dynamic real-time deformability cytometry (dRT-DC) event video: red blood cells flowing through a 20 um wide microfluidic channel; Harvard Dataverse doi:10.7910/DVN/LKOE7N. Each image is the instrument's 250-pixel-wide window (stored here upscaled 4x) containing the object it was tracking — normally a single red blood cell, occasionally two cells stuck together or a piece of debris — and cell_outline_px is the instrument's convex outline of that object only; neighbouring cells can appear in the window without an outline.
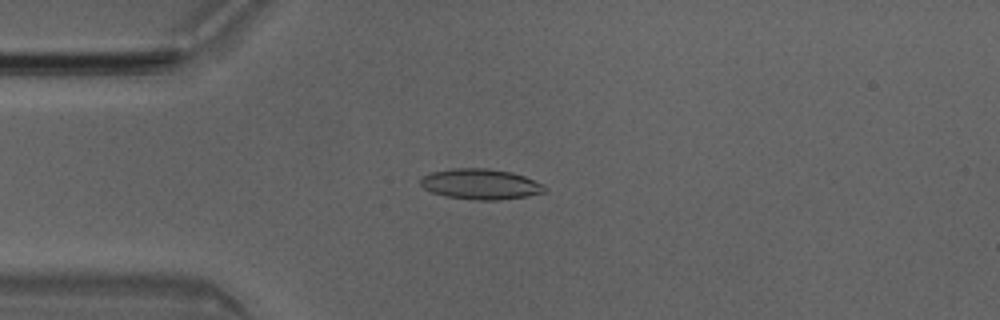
{"species": "Egyptian fruit bat (a non-hibernating species)", "species_latin": "Rousettus aegyptiacus", "temperature_condition": "room temperature", "stored_images_in_passage": 35, "camera_frame_rate_fps": 3000, "um_per_image_px": 0.085, "animal": {"sex": "male"}, "frame": {"image": 1, "passage_image": 11, "time_ms": 3.333, "image_size_px": [1000, 320], "cell_outline_px": [[548, 192], [528, 196], [500, 200], [472, 200], [444, 196], [432, 192], [424, 188], [420, 184], [420, 176], [432, 172], [452, 168], [488, 168], [512, 172], [524, 176], [544, 184], [548, 188]], "centroid_in_image_um": [40.88, 15.65], "position_along_channel_um": 44.1, "area_um2": 22.48}}
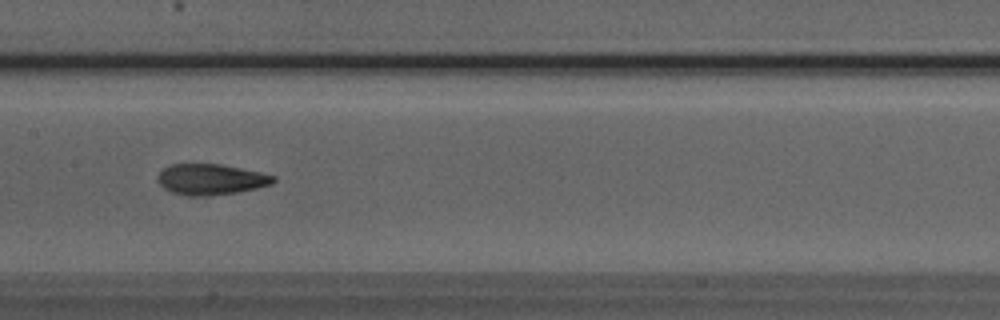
{"frame": {"image": 2, "passage_image": 23, "time_ms": 7.333, "image_size_px": [1000, 320], "cell_outline_px": [[276, 180], [272, 184], [256, 188], [236, 192], [200, 196], [188, 196], [172, 192], [164, 188], [160, 184], [156, 176], [164, 168], [172, 164], [220, 164], [260, 172], [276, 176]], "centroid_in_image_um": [17.92, 15.24], "position_along_channel_um": 189.5, "area_um2": 20.58}}
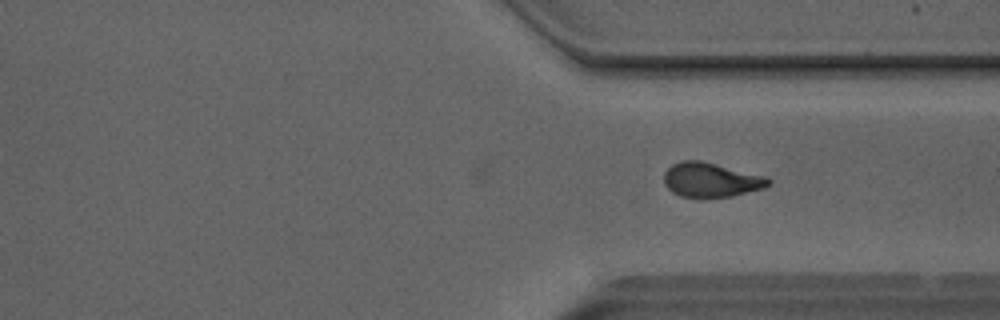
{"frame": {"image": 3, "passage_image": 35, "time_ms": 11.333, "image_size_px": [1000, 320], "cell_outline_px": [[772, 184], [764, 188], [732, 196], [680, 196], [672, 192], [664, 184], [664, 172], [672, 164], [680, 160], [700, 160], [768, 176], [772, 180]], "centroid_in_image_um": [60.47, 15.26], "position_along_channel_um": 350.9, "area_um2": 20.98}}